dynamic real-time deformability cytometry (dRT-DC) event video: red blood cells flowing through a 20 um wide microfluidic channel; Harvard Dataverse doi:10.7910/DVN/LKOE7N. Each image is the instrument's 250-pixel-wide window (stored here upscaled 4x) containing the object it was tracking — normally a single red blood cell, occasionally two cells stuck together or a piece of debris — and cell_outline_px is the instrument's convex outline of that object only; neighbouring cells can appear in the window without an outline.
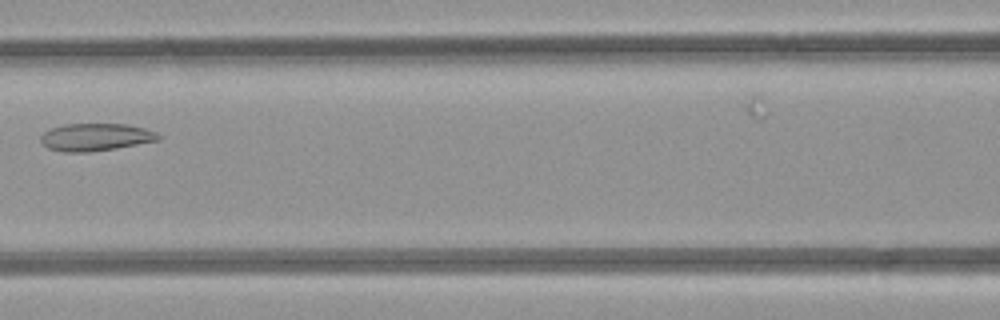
{"species": "common noctule bat (a hibernating species)", "species_latin": "Nyctalus noctula", "temperature_condition": "room temperature", "stored_images_in_passage": 3, "camera_frame_rate_fps": 3000, "um_per_image_px": 0.085, "animal": {"sex": "female", "body_mass_g": 21.9}, "frame": {"image": 1, "passage_image": 3, "time_ms": 2.333, "image_size_px": [1000, 320], "cell_outline_px": [[160, 140], [116, 148], [88, 152], [64, 152], [48, 148], [40, 140], [40, 136], [48, 128], [64, 124], [128, 124], [144, 128], [156, 132], [160, 136]], "centroid_in_image_um": [8.11, 11.65], "position_along_channel_um": 158.5, "area_um2": 18.9}}